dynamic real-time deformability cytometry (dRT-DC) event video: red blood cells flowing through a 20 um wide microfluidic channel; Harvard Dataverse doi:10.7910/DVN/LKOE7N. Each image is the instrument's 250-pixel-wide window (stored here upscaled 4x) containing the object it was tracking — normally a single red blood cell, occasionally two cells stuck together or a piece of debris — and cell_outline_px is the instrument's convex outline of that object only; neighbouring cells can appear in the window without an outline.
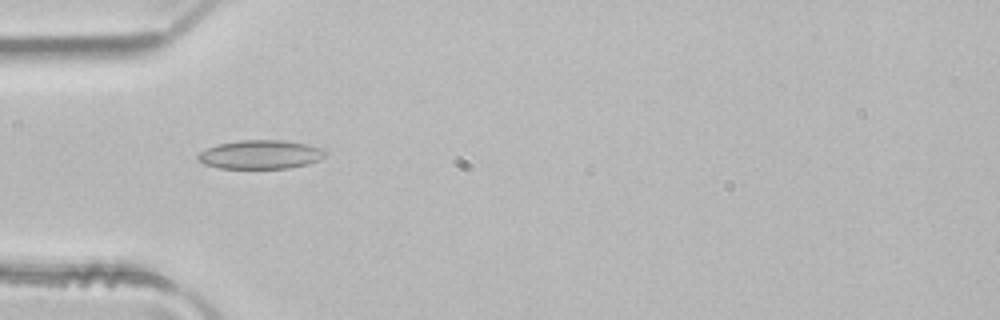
{"species": "common noctule bat (a hibernating species)", "species_latin": "Nyctalus noctula", "temperature_condition": "room temperature", "stored_images_in_passage": 5, "camera_frame_rate_fps": 3000, "um_per_image_px": 0.085, "animal": {"sex": "male", "body_mass_g": 21.5, "forearm_length_mm": 52.0}, "frame": {"image": 1, "passage_image": 4, "time_ms": 1.0, "image_size_px": [1000, 320], "cell_outline_px": [[328, 152], [320, 160], [308, 164], [288, 168], [220, 168], [204, 164], [196, 156], [200, 152], [216, 144], [240, 140], [284, 140], [308, 144], [324, 148]], "centroid_in_image_um": [22.19, 13.12], "position_along_channel_um": 62.8, "area_um2": 21.5}}
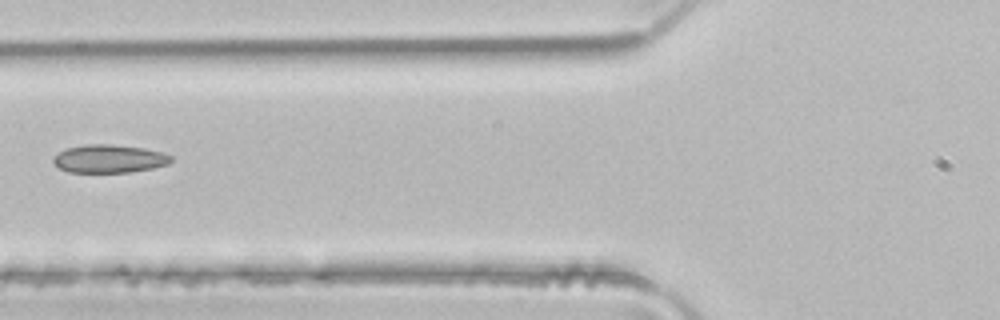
{"frame": {"image": 2, "passage_image": 5, "time_ms": 1.333, "image_size_px": [1000, 320], "cell_outline_px": [[172, 160], [168, 164], [152, 168], [128, 172], [68, 172], [60, 168], [52, 160], [52, 156], [68, 148], [88, 144], [112, 144], [144, 148], [160, 152], [172, 156]], "centroid_in_image_um": [9.27, 13.49], "position_along_channel_um": 116.5, "area_um2": 19.13}}